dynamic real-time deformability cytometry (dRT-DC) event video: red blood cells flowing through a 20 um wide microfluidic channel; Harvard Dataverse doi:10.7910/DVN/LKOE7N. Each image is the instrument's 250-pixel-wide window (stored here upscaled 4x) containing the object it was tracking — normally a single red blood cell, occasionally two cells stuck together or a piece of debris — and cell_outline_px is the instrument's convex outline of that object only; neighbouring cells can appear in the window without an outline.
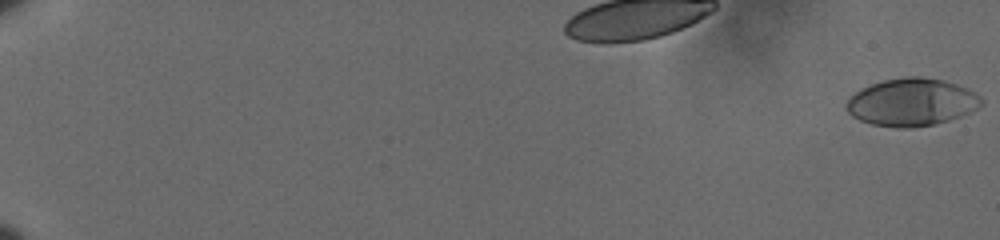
{"species": "human", "species_latin": "Homo sapiens", "temperature_condition": "cold", "stored_images_in_passage": 22, "camera_frame_rate_fps": 3000, "um_per_image_px": 0.085, "donor": {"sex": "male"}, "frame": {"image": 1, "passage_image": 1, "time_ms": 0.0, "image_size_px": [1000, 240], "cell_outline_px": [[984, 104], [960, 116], [936, 124], [908, 128], [896, 128], [872, 124], [860, 120], [852, 116], [848, 112], [844, 104], [856, 92], [872, 84], [884, 80], [904, 76], [920, 76], [944, 80], [968, 88], [976, 92], [984, 100]], "centroid_in_image_um": [77.52, 8.68], "position_along_channel_um": 7.5, "area_um2": 37.45}}
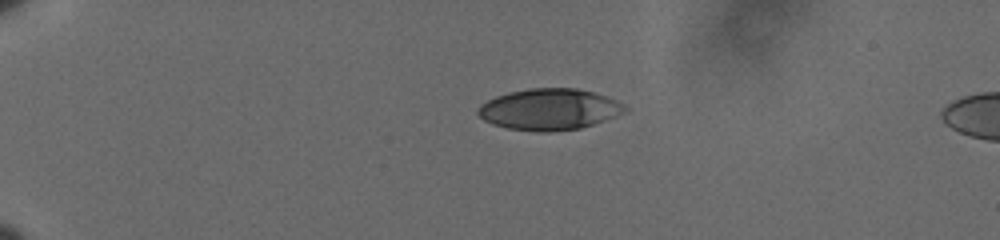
{"frame": {"image": 2, "passage_image": 17, "time_ms": 5.333, "image_size_px": [1000, 240], "cell_outline_px": [[628, 108], [624, 112], [616, 116], [580, 128], [548, 132], [536, 132], [508, 128], [492, 124], [484, 120], [476, 112], [476, 108], [480, 104], [496, 96], [508, 92], [528, 88], [576, 88], [608, 96], [624, 104]], "centroid_in_image_um": [46.67, 9.29], "position_along_channel_um": 38.3, "area_um2": 35.43}}